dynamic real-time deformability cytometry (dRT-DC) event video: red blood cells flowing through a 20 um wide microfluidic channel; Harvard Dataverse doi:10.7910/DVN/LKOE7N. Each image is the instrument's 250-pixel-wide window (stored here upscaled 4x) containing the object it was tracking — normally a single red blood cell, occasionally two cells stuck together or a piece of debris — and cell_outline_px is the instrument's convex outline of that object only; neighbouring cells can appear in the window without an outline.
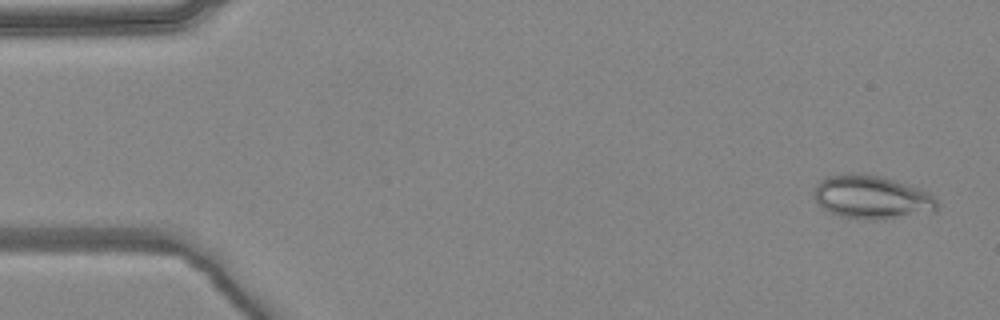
{"species": "common noctule bat (a hibernating species)", "species_latin": "Nyctalus noctula", "temperature_condition": "warm", "stored_images_in_passage": 5, "camera_frame_rate_fps": 3000, "um_per_image_px": 0.085, "animal": {"sex": "female", "body_mass_g": 24.6, "forearm_length_mm": 56.2}, "frame": {"image": 1, "passage_image": 1, "time_ms": 0.0, "image_size_px": [1000, 320], "cell_outline_px": [[936, 212], [872, 220], [840, 216], [828, 212], [820, 208], [816, 200], [816, 184], [820, 180], [828, 176], [852, 172], [856, 172], [880, 176], [920, 188], [928, 192], [936, 200]], "centroid_in_image_um": [74.08, 16.75], "position_along_channel_um": 10.9, "area_um2": 31.1}}